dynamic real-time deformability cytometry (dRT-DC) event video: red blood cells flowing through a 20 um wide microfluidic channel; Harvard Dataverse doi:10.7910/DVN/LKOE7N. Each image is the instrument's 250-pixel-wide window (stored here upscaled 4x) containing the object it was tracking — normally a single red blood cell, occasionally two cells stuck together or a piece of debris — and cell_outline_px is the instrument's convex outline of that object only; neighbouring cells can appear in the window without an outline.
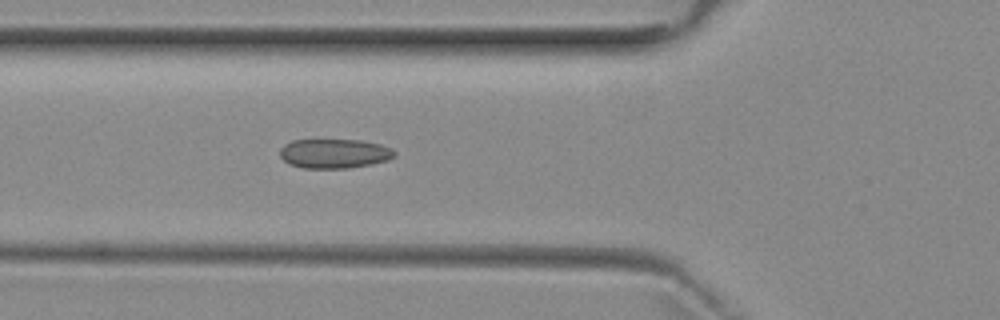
{"species": "common noctule bat (a hibernating species)", "species_latin": "Nyctalus noctula", "temperature_condition": "room temperature", "stored_images_in_passage": 3, "camera_frame_rate_fps": 3000, "um_per_image_px": 0.085, "animal": {"sex": "female", "body_mass_g": 29.2, "forearm_length_mm": 56.3}, "frame": {"image": 1, "passage_image": 3, "time_ms": 2.333, "image_size_px": [1000, 320], "cell_outline_px": [[396, 156], [388, 160], [372, 164], [348, 168], [304, 168], [288, 164], [280, 156], [280, 148], [284, 144], [292, 140], [360, 140], [380, 144], [392, 148], [396, 152]], "centroid_in_image_um": [28.43, 13.05], "position_along_channel_um": 97.4, "area_um2": 19.77}}